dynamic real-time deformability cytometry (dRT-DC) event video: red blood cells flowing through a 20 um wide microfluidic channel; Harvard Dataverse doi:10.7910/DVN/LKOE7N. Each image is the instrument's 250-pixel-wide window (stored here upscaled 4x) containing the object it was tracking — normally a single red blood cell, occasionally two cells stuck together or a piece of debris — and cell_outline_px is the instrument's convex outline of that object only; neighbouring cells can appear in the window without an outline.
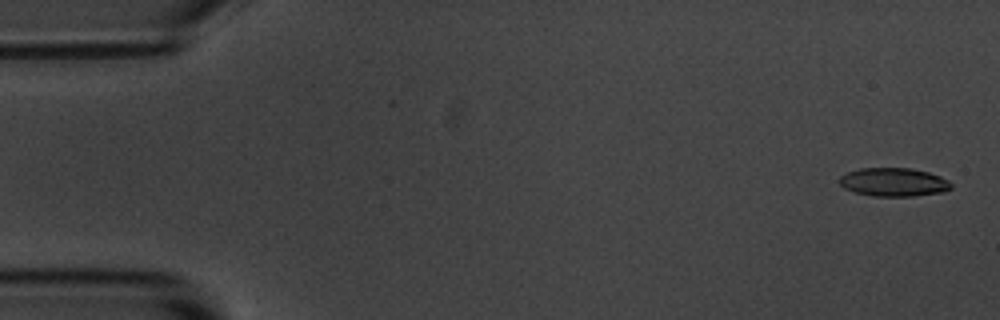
{"species": "common noctule bat (a hibernating species)", "species_latin": "Nyctalus noctula", "temperature_condition": "room temperature", "stored_images_in_passage": 56, "camera_frame_rate_fps": 3000, "um_per_image_px": 0.085, "animal": {"sex": "male", "body_mass_g": 20.1, "forearm_length_mm": 53.5}, "frame": {"image": 1, "passage_image": 2, "time_ms": 0.333, "image_size_px": [1000, 320], "cell_outline_px": [[952, 188], [944, 192], [912, 196], [872, 196], [856, 192], [844, 188], [840, 184], [840, 176], [848, 172], [860, 168], [912, 168], [928, 172], [940, 176], [948, 180], [952, 184]], "centroid_in_image_um": [75.99, 15.48], "position_along_channel_um": 9.0, "area_um2": 18.55}}
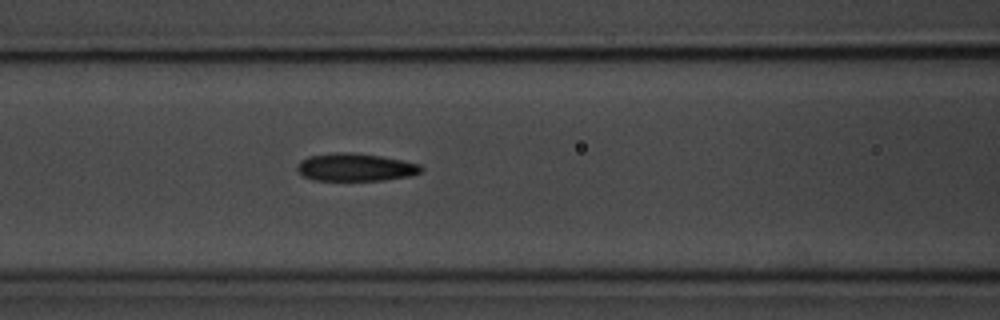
{"frame": {"image": 2, "passage_image": 23, "time_ms": 7.333, "image_size_px": [1000, 320], "cell_outline_px": [[424, 168], [420, 172], [408, 176], [380, 180], [312, 180], [304, 176], [296, 168], [296, 164], [300, 160], [308, 156], [336, 152], [352, 152], [380, 156], [404, 160], [420, 164]], "centroid_in_image_um": [30.19, 14.2], "position_along_channel_um": 136.4, "area_um2": 20.06}}
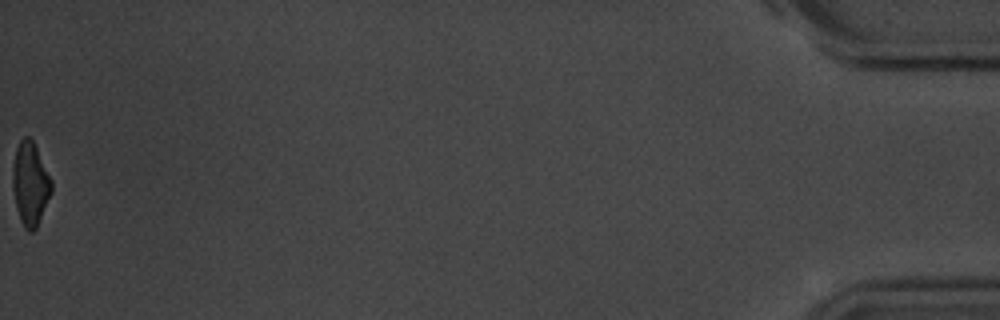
{"frame": {"image": 3, "passage_image": 56, "time_ms": 18.333, "image_size_px": [1000, 320], "cell_outline_px": [[52, 192], [36, 228], [32, 232], [28, 232], [24, 228], [20, 220], [16, 208], [12, 188], [12, 168], [16, 148], [20, 140], [24, 136], [28, 136], [32, 140], [52, 180]], "centroid_in_image_um": [2.55, 15.64], "position_along_channel_um": 432.6, "area_um2": 18.9}, "authors_computed_cell_mechanics": {"area_um2": 19.941, "velocity_mm_per_s": 3.6227, "shape_relaxation_time_tau1_ms": 3.8536, "shape_relaxation_time_tau2_ms": 2.406, "deformation_change_tau1": 0.1286, "deformation_change_tau2": 0.1103}}